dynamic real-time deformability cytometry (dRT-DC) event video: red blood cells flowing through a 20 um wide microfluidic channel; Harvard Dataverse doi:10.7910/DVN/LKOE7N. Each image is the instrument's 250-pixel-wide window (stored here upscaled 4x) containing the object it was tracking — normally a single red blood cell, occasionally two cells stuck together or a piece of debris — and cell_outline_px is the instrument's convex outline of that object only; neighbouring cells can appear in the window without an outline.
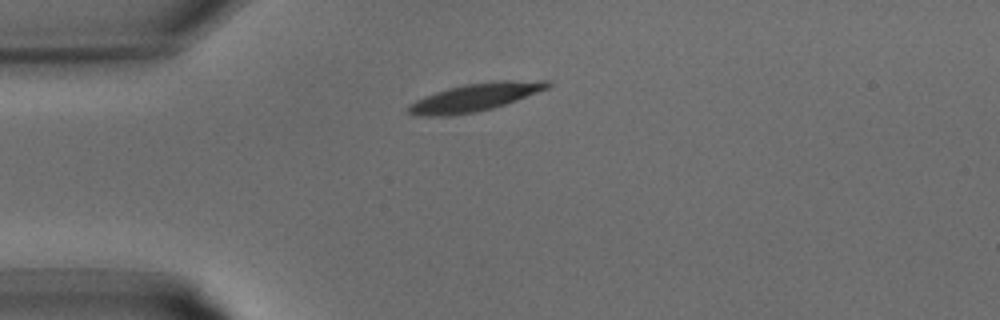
{"species": "common noctule bat (a hibernating species)", "species_latin": "Nyctalus noctula", "temperature_condition": "warm", "stored_images_in_passage": 25, "camera_frame_rate_fps": 3000, "um_per_image_px": 0.085, "animal": {"sex": "male", "body_mass_g": 15.6}, "frame": {"image": 1, "passage_image": 1, "time_ms": 0.0, "image_size_px": [1000, 320], "cell_outline_px": [[552, 84], [548, 88], [516, 100], [492, 108], [476, 112], [452, 116], [416, 116], [408, 112], [408, 104], [424, 96], [448, 88], [464, 84], [492, 80], [552, 80]], "centroid_in_image_um": [40.38, 8.26], "position_along_channel_um": 44.6, "area_um2": 22.77}}
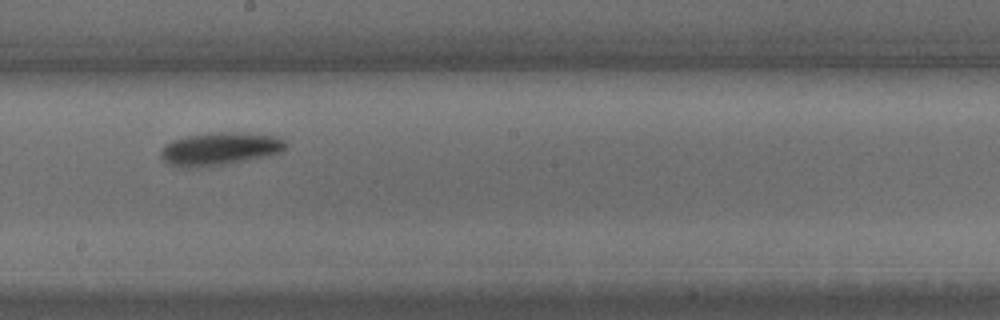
{"frame": {"image": 2, "passage_image": 11, "time_ms": 3.333, "image_size_px": [1000, 320], "cell_outline_px": [[288, 144], [280, 152], [248, 160], [224, 164], [196, 168], [180, 168], [168, 164], [160, 156], [160, 152], [164, 144], [172, 140], [184, 136], [220, 132], [236, 132], [280, 136]], "centroid_in_image_um": [18.64, 12.65], "position_along_channel_um": 229.6, "area_um2": 24.1}}
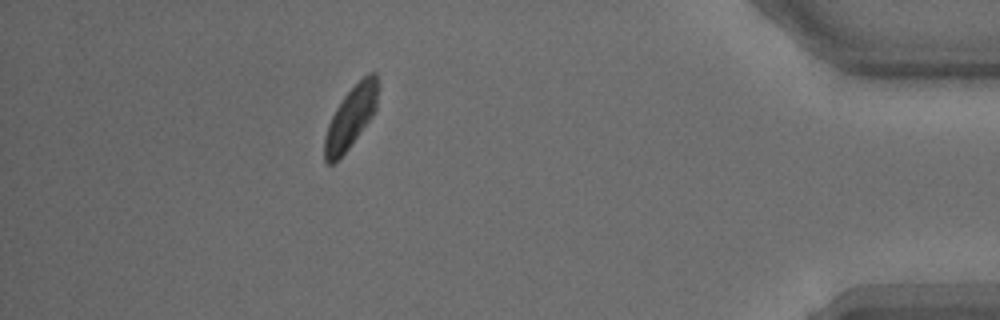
{"frame": {"image": 3, "passage_image": 22, "time_ms": 7.0, "image_size_px": [1000, 320], "cell_outline_px": [[380, 84], [376, 112], [348, 148], [332, 164], [328, 164], [324, 160], [324, 136], [328, 124], [336, 108], [344, 96], [368, 72], [376, 72], [380, 80]], "centroid_in_image_um": [29.87, 9.91], "position_along_channel_um": 405.3, "area_um2": 19.31}}